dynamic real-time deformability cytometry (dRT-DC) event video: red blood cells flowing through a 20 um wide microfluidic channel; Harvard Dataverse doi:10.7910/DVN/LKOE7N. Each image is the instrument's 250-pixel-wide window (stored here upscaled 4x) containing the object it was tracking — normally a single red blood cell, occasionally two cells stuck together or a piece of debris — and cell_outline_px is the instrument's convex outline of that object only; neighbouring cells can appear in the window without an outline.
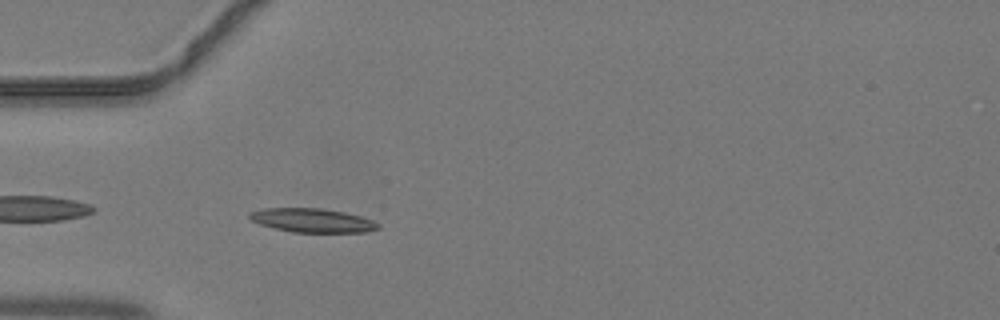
{"species": "common noctule bat (a hibernating species)", "species_latin": "Nyctalus noctula", "temperature_condition": "warm", "stored_images_in_passage": 30, "camera_frame_rate_fps": 3000, "um_per_image_px": 0.085, "animal": {"sex": "male", "body_mass_g": 19.2, "forearm_length_mm": 51.8}, "frame": {"image": 1, "passage_image": 2, "time_ms": 0.333, "image_size_px": [1000, 320], "cell_outline_px": [[380, 228], [364, 232], [292, 232], [272, 228], [260, 224], [252, 220], [248, 216], [248, 212], [264, 208], [320, 208], [344, 212], [360, 216], [372, 220], [380, 224]], "centroid_in_image_um": [26.52, 18.73], "position_along_channel_um": 58.5, "area_um2": 17.92}}
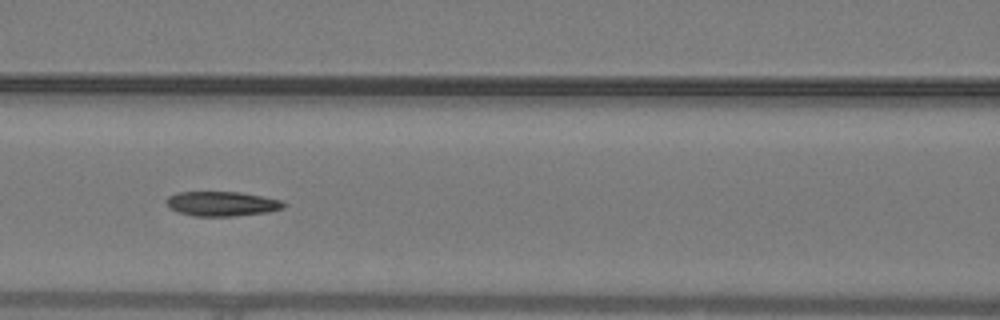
{"frame": {"image": 2, "passage_image": 8, "time_ms": 2.333, "image_size_px": [1000, 320], "cell_outline_px": [[288, 204], [284, 208], [268, 212], [236, 216], [192, 216], [168, 208], [164, 200], [168, 196], [176, 192], [240, 192], [280, 200]], "centroid_in_image_um": [18.83, 17.32], "position_along_channel_um": 147.8, "area_um2": 16.99}}
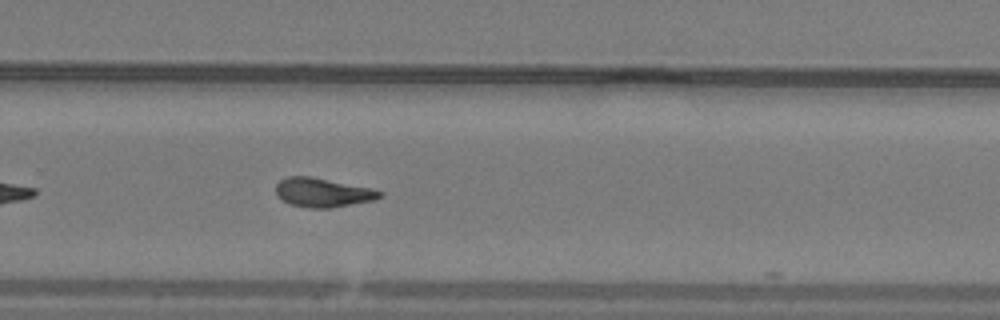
{"frame": {"image": 3, "passage_image": 18, "time_ms": 5.667, "image_size_px": [1000, 320], "cell_outline_px": [[384, 196], [376, 200], [332, 208], [308, 208], [288, 204], [276, 196], [276, 184], [280, 180], [288, 176], [308, 176], [372, 188], [384, 192]], "centroid_in_image_um": [27.45, 16.38], "position_along_channel_um": 302.4, "area_um2": 17.86}}